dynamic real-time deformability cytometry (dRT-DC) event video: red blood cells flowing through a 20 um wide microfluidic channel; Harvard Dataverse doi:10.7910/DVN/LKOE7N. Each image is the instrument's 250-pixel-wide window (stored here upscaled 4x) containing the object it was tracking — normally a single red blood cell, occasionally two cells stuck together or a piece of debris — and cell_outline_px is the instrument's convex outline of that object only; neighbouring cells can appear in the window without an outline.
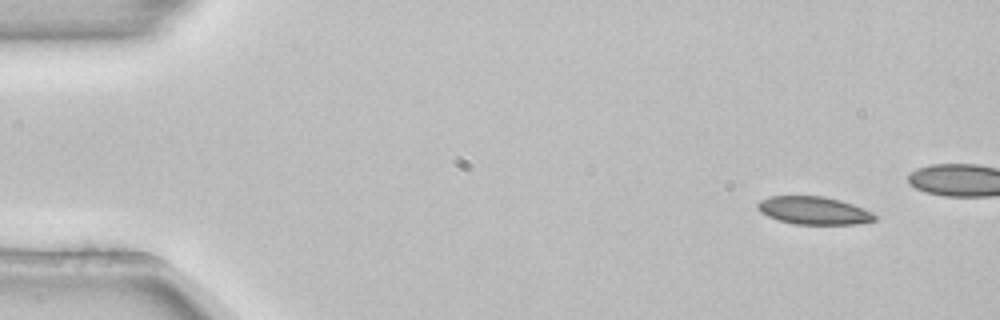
{"species": "common noctule bat (a hibernating species)", "species_latin": "Nyctalus noctula", "temperature_condition": "room temperature", "stored_images_in_passage": 4, "camera_frame_rate_fps": 3000, "um_per_image_px": 0.085, "animal": {"sex": "female", "body_mass_g": 22.7, "forearm_length_mm": 54.2}, "frame": {"image": 1, "passage_image": 1, "time_ms": 0.0, "image_size_px": [1000, 320], "cell_outline_px": [[876, 220], [856, 224], [792, 224], [768, 216], [760, 212], [756, 208], [756, 204], [760, 200], [772, 196], [824, 196], [840, 200], [864, 208], [872, 212], [876, 216]], "centroid_in_image_um": [69.16, 17.89], "position_along_channel_um": 15.8, "area_um2": 19.02}}